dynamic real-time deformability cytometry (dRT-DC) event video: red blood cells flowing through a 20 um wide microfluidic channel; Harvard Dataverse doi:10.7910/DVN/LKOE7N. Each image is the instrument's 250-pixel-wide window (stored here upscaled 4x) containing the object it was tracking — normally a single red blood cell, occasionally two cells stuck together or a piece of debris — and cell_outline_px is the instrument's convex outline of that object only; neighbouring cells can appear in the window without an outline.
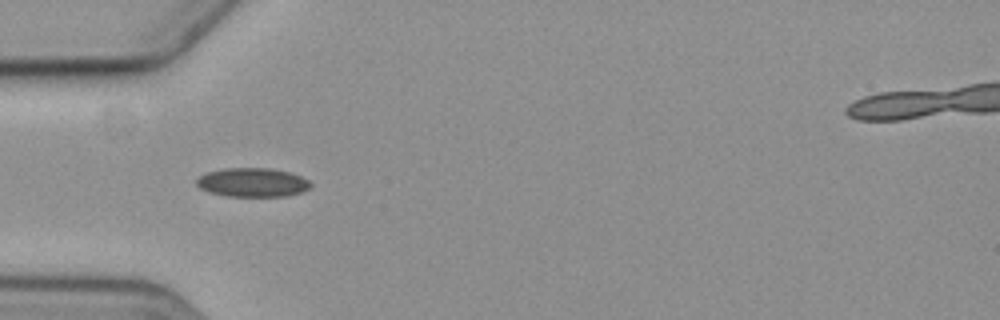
{"species": "common noctule bat (a hibernating species)", "species_latin": "Nyctalus noctula", "temperature_condition": "cold", "stored_images_in_passage": 2, "camera_frame_rate_fps": 3000, "um_per_image_px": 0.085, "animal": {"sex": "female", "body_mass_g": 19.3, "forearm_length_mm": 54.1}, "frame": {"image": 1, "passage_image": 1, "time_ms": 0.0, "image_size_px": [1000, 320], "cell_outline_px": [[312, 184], [308, 188], [300, 192], [288, 196], [228, 196], [208, 192], [200, 188], [196, 184], [196, 180], [200, 176], [208, 172], [224, 168], [272, 168], [288, 172], [300, 176], [308, 180]], "centroid_in_image_um": [21.45, 15.5], "position_along_channel_um": 63.6, "area_um2": 19.13}}
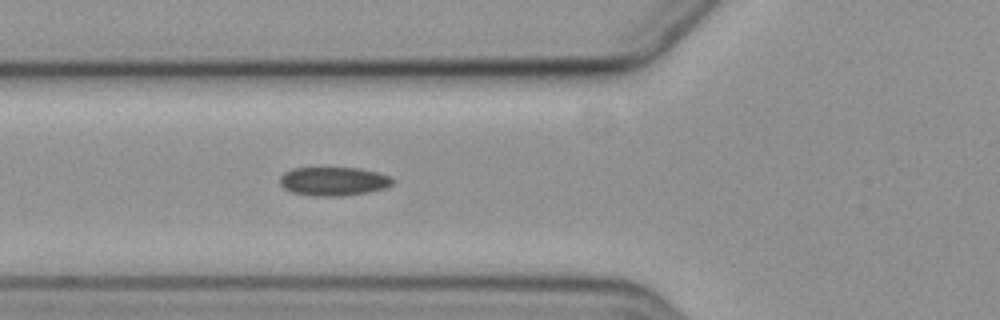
{"frame": {"image": 2, "passage_image": 2, "time_ms": 1.0, "image_size_px": [1000, 320], "cell_outline_px": [[392, 184], [384, 188], [368, 192], [340, 196], [316, 196], [292, 192], [284, 188], [280, 184], [280, 176], [284, 172], [292, 168], [360, 168], [376, 172], [388, 176], [392, 180]], "centroid_in_image_um": [28.31, 15.41], "position_along_channel_um": 97.5, "area_um2": 18.67}}